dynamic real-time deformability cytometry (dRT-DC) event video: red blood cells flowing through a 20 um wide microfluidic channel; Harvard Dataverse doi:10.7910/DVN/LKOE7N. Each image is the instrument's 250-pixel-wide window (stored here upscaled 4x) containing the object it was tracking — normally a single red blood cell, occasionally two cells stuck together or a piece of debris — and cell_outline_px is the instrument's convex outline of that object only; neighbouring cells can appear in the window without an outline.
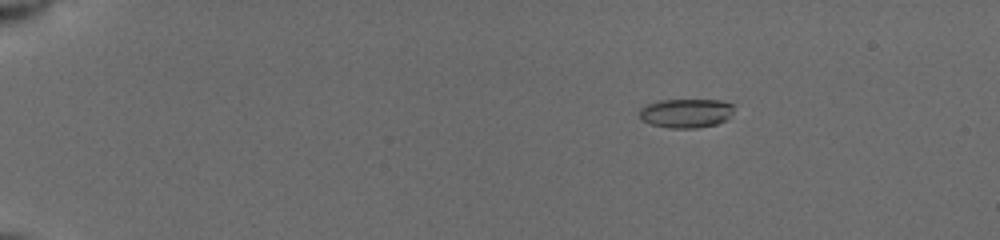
{"species": "common noctule bat (a hibernating species)", "species_latin": "Nyctalus noctula", "temperature_condition": "cold", "stored_images_in_passage": 60, "camera_frame_rate_fps": 3000, "um_per_image_px": 0.085, "animal": {"sex": "female", "body_mass_g": 19.5, "forearm_length_mm": 54.1}, "frame": {"image": 1, "passage_image": 4, "time_ms": 0.667, "image_size_px": [1000, 240], "cell_outline_px": [[732, 112], [728, 120], [716, 124], [696, 128], [668, 128], [648, 124], [640, 120], [636, 112], [640, 108], [656, 100], [724, 100], [732, 104]], "centroid_in_image_um": [58.25, 9.62], "position_along_channel_um": 26.8, "area_um2": 16.42}}
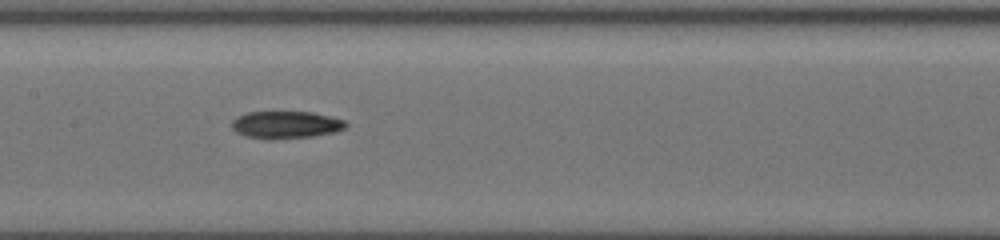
{"frame": {"image": 2, "passage_image": 28, "time_ms": 7.333, "image_size_px": [1000, 240], "cell_outline_px": [[348, 124], [344, 128], [332, 132], [312, 136], [272, 140], [268, 140], [244, 136], [236, 132], [232, 128], [232, 120], [236, 116], [248, 112], [312, 112], [344, 120]], "centroid_in_image_um": [24.23, 10.61], "position_along_channel_um": 183.2, "area_um2": 18.21}}
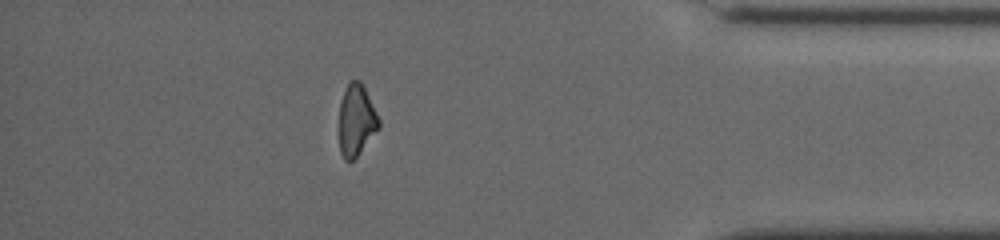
{"frame": {"image": 3, "passage_image": 53, "time_ms": 13.667, "image_size_px": [1000, 240], "cell_outline_px": [[380, 128], [356, 156], [352, 160], [344, 160], [340, 152], [340, 100], [344, 88], [352, 80], [360, 80], [380, 120]], "centroid_in_image_um": [30.29, 10.21], "position_along_channel_um": 404.9, "area_um2": 16.3}, "authors_computed_cell_mechanics": {"area_um2": 17.4267, "velocity_mm_per_s": 3.9571, "shape_relaxation_time_tau1_ms": 4.7898, "shape_relaxation_time_tau2_ms": 6.4024, "deformation_change_tau1": 0.1641, "deformation_change_tau2": 0.135}}